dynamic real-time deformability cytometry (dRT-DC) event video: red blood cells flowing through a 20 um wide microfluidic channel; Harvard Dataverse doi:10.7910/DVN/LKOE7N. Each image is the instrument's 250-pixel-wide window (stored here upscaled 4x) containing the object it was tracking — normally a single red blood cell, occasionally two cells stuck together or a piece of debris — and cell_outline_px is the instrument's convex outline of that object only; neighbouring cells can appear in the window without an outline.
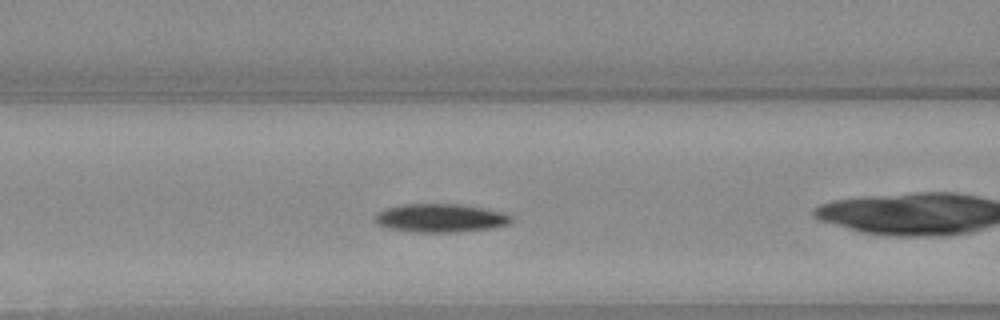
{"species": "Egyptian fruit bat (a non-hibernating species)", "species_latin": "Rousettus aegyptiacus", "temperature_condition": "warm", "stored_images_in_passage": 35, "camera_frame_rate_fps": 3000, "um_per_image_px": 0.085, "animal": {"sex": "female"}, "frame": {"image": 1, "passage_image": 5, "time_ms": 1.333, "image_size_px": [1000, 320], "cell_outline_px": [[512, 220], [508, 224], [492, 228], [452, 232], [412, 232], [384, 228], [376, 224], [372, 220], [376, 212], [384, 208], [400, 204], [460, 204], [484, 208], [500, 212], [512, 216]], "centroid_in_image_um": [37.32, 18.53], "position_along_channel_um": 129.3, "area_um2": 22.89}}
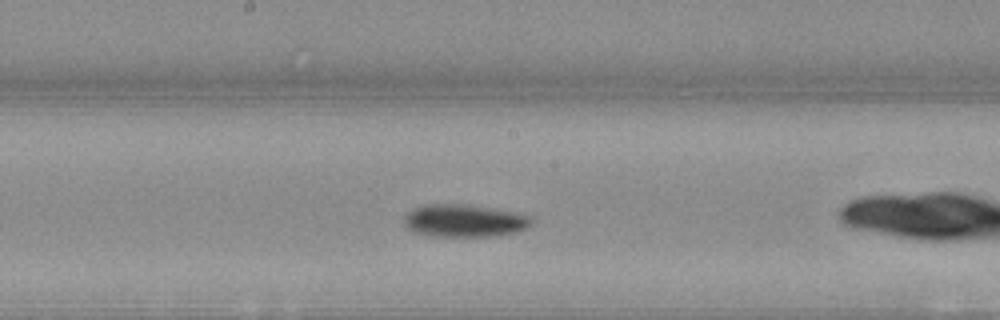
{"frame": {"image": 2, "passage_image": 11, "time_ms": 3.333, "image_size_px": [1000, 320], "cell_outline_px": [[532, 224], [528, 228], [516, 232], [488, 236], [432, 236], [412, 232], [404, 224], [404, 216], [412, 208], [428, 204], [468, 204], [512, 212], [528, 216], [532, 220]], "centroid_in_image_um": [39.42, 18.76], "position_along_channel_um": 208.8, "area_um2": 24.1}}
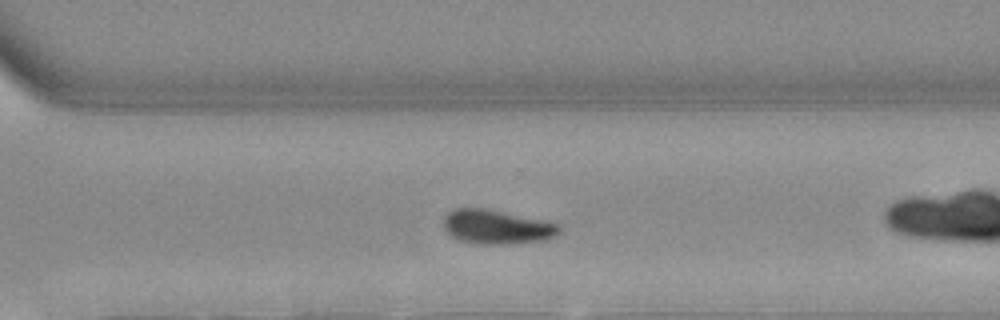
{"frame": {"image": 3, "passage_image": 20, "time_ms": 6.333, "image_size_px": [1000, 320], "cell_outline_px": [[560, 232], [556, 236], [544, 240], [512, 244], [484, 244], [460, 240], [452, 236], [444, 228], [444, 216], [448, 212], [456, 208], [484, 208], [544, 220], [560, 224]], "centroid_in_image_um": [42.25, 19.29], "position_along_channel_um": 328.3, "area_um2": 23.0}, "authors_computed_cell_mechanics": {"area_um2": 22.5998, "velocity_mm_per_s": 3.9918, "shape_relaxation_time_tau1_ms": 2.0135, "shape_relaxation_time_tau2_ms": null, "deformation_change_tau1": 0.0983, "deformation_change_tau2": null}}